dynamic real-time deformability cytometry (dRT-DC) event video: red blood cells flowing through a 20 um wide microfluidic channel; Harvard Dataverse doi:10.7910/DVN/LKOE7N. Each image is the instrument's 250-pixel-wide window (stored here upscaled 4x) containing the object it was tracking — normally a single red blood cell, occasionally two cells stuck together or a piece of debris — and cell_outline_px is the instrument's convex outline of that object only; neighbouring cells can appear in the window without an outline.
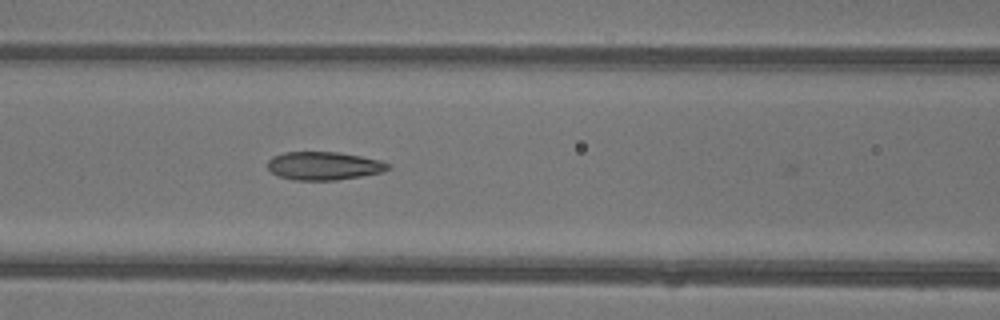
{"species": "common noctule bat (a hibernating species)", "species_latin": "Nyctalus noctula", "temperature_condition": "warm", "stored_images_in_passage": 7, "segment_of_instrument_passage": [1, 2], "camera_frame_rate_fps": 3000, "um_per_image_px": 0.085, "animal": {"sex": "female"}, "frame": {"image": 1, "passage_image": 6, "time_ms": 1.667, "image_size_px": [1000, 320], "cell_outline_px": [[392, 168], [380, 172], [360, 176], [336, 180], [292, 180], [276, 176], [268, 168], [268, 160], [272, 156], [284, 152], [340, 152], [380, 160], [388, 164]], "centroid_in_image_um": [27.48, 14.09], "position_along_channel_um": 139.1, "area_um2": 19.83}}